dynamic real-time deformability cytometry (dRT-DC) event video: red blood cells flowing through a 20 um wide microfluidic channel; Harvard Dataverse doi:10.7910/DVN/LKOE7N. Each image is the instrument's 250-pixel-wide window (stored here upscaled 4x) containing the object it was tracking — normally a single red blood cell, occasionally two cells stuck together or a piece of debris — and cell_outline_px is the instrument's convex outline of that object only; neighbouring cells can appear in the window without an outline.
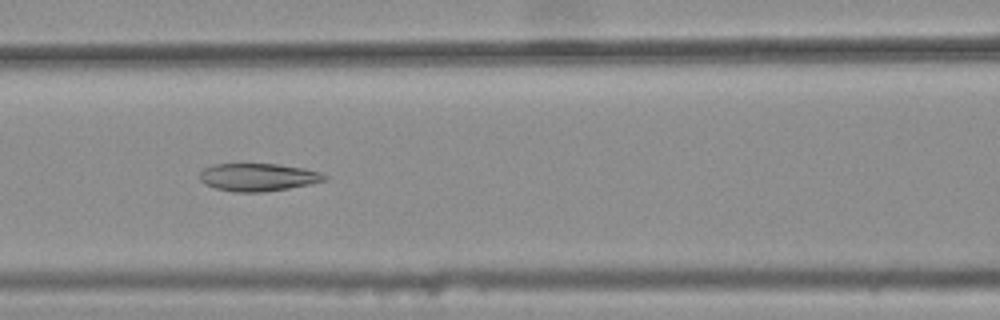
{"species": "common noctule bat (a hibernating species)", "species_latin": "Nyctalus noctula", "temperature_condition": "warm", "stored_images_in_passage": 44, "camera_frame_rate_fps": 3000, "um_per_image_px": 0.085, "animal": {"sex": "female", "body_mass_g": 25.1}, "frame": {"image": 1, "passage_image": 22, "time_ms": 7.0, "image_size_px": [1000, 320], "cell_outline_px": [[328, 180], [288, 188], [264, 192], [232, 192], [216, 188], [204, 184], [200, 180], [200, 172], [204, 168], [212, 164], [276, 164], [304, 168], [320, 172], [328, 176]], "centroid_in_image_um": [21.93, 15.06], "position_along_channel_um": 144.7, "area_um2": 20.23}}
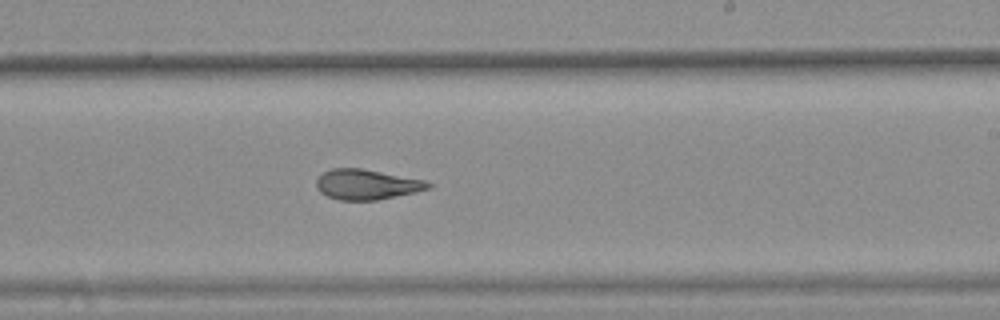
{"frame": {"image": 2, "passage_image": 31, "time_ms": 10.0, "image_size_px": [1000, 320], "cell_outline_px": [[432, 184], [428, 188], [412, 192], [376, 200], [340, 200], [328, 196], [320, 192], [316, 188], [316, 180], [324, 172], [332, 168], [360, 168], [424, 180]], "centroid_in_image_um": [31.1, 15.67], "position_along_channel_um": 257.9, "area_um2": 19.25}}
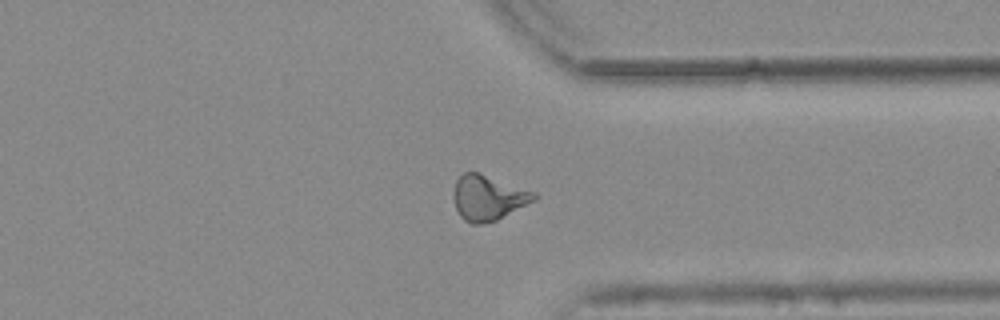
{"frame": {"image": 3, "passage_image": 40, "time_ms": 13.0, "image_size_px": [1000, 320], "cell_outline_px": [[540, 196], [536, 200], [496, 220], [480, 224], [472, 224], [464, 220], [460, 216], [456, 208], [452, 196], [452, 192], [456, 180], [464, 172], [480, 172], [536, 192]], "centroid_in_image_um": [41.49, 16.79], "position_along_channel_um": 369.9, "area_um2": 21.44}, "authors_computed_cell_mechanics": {"area_um2": 20.4901, "velocity_mm_per_s": 3.7789, "shape_relaxation_time_tau1_ms": null, "shape_relaxation_time_tau2_ms": 1.7932, "deformation_change_tau1": null, "deformation_change_tau2": 0.0949}}